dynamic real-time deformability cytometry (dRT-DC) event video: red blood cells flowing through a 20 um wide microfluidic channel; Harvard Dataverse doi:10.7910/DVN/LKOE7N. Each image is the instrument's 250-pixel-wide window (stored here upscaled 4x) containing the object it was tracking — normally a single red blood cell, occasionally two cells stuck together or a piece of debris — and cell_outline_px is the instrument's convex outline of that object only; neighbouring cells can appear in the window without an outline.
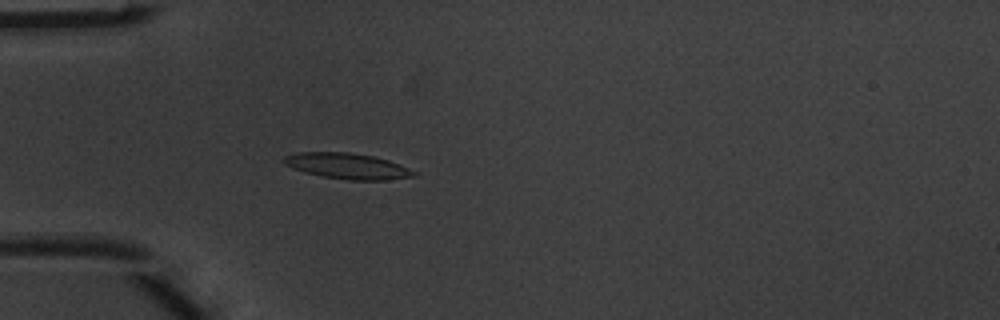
{"species": "common noctule bat (a hibernating species)", "species_latin": "Nyctalus noctula", "temperature_condition": "warm", "stored_images_in_passage": 3, "camera_frame_rate_fps": 3000, "um_per_image_px": 0.085, "animal": {"sex": "male", "body_mass_g": 20.1, "forearm_length_mm": 53.5}, "frame": {"image": 1, "passage_image": 3, "time_ms": 0.667, "image_size_px": [1000, 320], "cell_outline_px": [[420, 176], [388, 180], [348, 180], [320, 176], [304, 172], [292, 168], [284, 164], [280, 160], [284, 156], [296, 152], [348, 152], [372, 156], [388, 160], [400, 164], [416, 172]], "centroid_in_image_um": [29.51, 14.12], "position_along_channel_um": 55.5, "area_um2": 19.83}}